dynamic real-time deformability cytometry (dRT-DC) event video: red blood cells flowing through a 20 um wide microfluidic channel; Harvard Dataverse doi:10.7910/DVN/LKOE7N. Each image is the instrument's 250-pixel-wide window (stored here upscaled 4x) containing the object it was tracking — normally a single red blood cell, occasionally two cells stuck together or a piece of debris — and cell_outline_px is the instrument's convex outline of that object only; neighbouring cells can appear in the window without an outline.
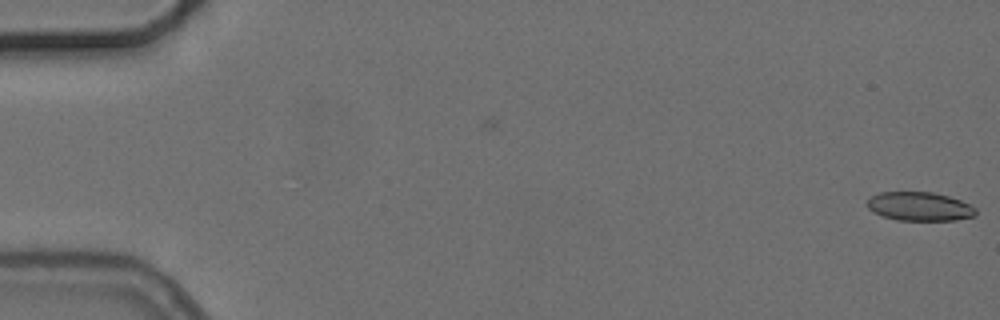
{"species": "common noctule bat (a hibernating species)", "species_latin": "Nyctalus noctula", "temperature_condition": "cold", "stored_images_in_passage": 2, "camera_frame_rate_fps": 3000, "um_per_image_px": 0.085, "animal": {"sex": "female", "body_mass_g": 24.6, "forearm_length_mm": 56.2}, "frame": {"image": 1, "passage_image": 2, "time_ms": 1.333, "image_size_px": [1000, 320], "cell_outline_px": [[976, 216], [956, 220], [896, 220], [884, 216], [868, 208], [868, 200], [872, 196], [880, 192], [932, 192], [948, 196], [960, 200], [976, 208]], "centroid_in_image_um": [78.2, 17.55], "position_along_channel_um": 6.8, "area_um2": 18.03}}